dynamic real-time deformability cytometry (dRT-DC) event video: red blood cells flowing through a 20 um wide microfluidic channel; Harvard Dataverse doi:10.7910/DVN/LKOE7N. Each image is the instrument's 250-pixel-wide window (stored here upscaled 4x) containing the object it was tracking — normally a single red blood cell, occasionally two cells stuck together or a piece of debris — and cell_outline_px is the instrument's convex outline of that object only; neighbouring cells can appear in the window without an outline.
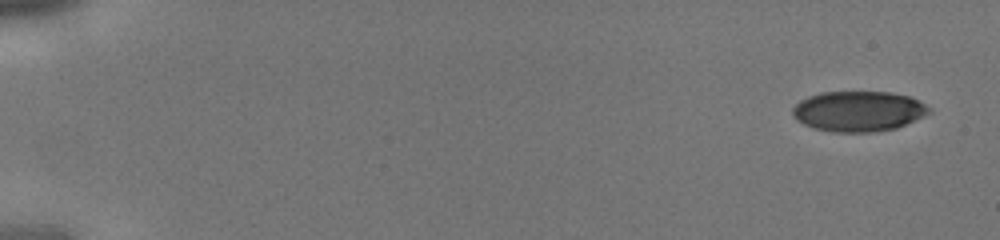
{"species": "human", "species_latin": "Homo sapiens", "temperature_condition": "cold", "stored_images_in_passage": 9, "camera_frame_rate_fps": 3000, "um_per_image_px": 0.085, "donor": {"sex": "male"}, "frame": {"image": 1, "passage_image": 1, "time_ms": 0.0, "image_size_px": [1000, 240], "cell_outline_px": [[932, 112], [896, 128], [872, 132], [832, 132], [812, 128], [796, 120], [792, 116], [792, 108], [800, 100], [808, 96], [820, 92], [888, 92], [908, 96], [932, 108]], "centroid_in_image_um": [72.93, 9.46], "position_along_channel_um": 12.1, "area_um2": 32.14}}
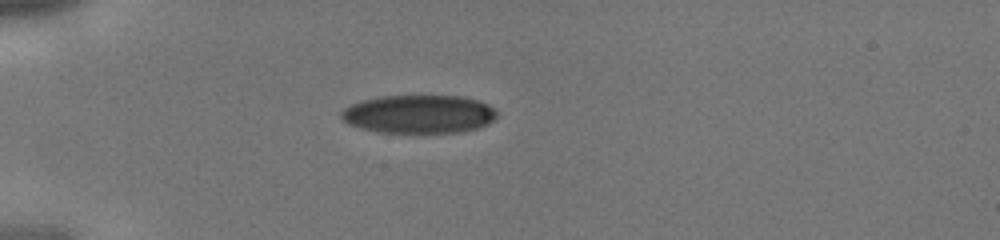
{"frame": {"image": 2, "passage_image": 7, "time_ms": 2.0, "image_size_px": [1000, 240], "cell_outline_px": [[496, 116], [488, 124], [476, 128], [456, 132], [376, 132], [360, 128], [348, 124], [340, 116], [340, 112], [344, 108], [360, 100], [380, 96], [464, 96], [488, 104], [496, 108]], "centroid_in_image_um": [35.58, 9.69], "position_along_channel_um": 49.4, "area_um2": 34.74}}
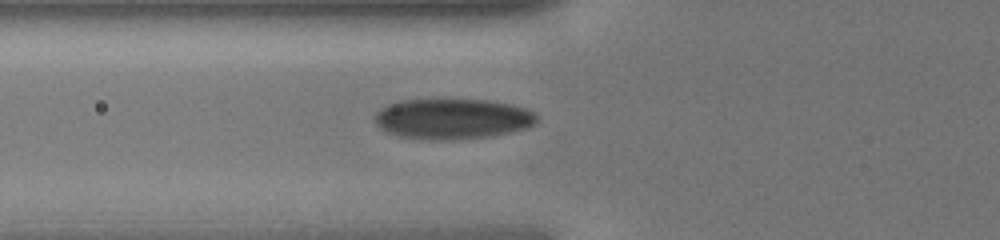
{"frame": {"image": 3, "passage_image": 9, "time_ms": 2.667, "image_size_px": [1000, 240], "cell_outline_px": [[540, 120], [536, 124], [528, 128], [512, 132], [492, 136], [452, 140], [420, 140], [396, 136], [380, 128], [376, 124], [376, 112], [380, 108], [388, 104], [400, 100], [488, 100], [512, 104], [528, 108], [536, 112]], "centroid_in_image_um": [38.52, 10.11], "position_along_channel_um": 87.3, "area_um2": 38.9}}